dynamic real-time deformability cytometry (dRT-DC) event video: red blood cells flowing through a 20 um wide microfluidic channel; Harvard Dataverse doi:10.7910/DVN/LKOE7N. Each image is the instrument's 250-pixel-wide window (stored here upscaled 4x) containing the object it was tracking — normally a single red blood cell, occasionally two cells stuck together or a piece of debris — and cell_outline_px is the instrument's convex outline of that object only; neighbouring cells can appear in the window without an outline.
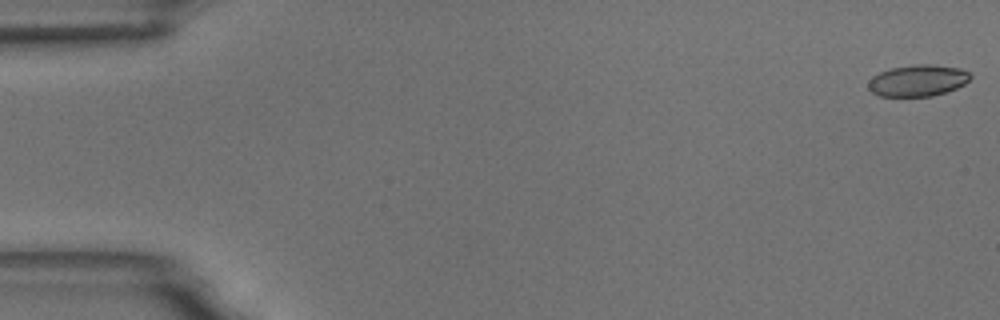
{"species": "common noctule bat (a hibernating species)", "species_latin": "Nyctalus noctula", "temperature_condition": "room temperature", "stored_images_in_passage": 7, "camera_frame_rate_fps": 3000, "um_per_image_px": 0.085, "animal": {"sex": "male", "body_mass_g": 18.8}, "frame": {"image": 1, "passage_image": 1, "time_ms": 0.0, "image_size_px": [1000, 320], "cell_outline_px": [[972, 76], [964, 84], [956, 88], [932, 96], [880, 96], [872, 92], [868, 88], [868, 80], [872, 76], [880, 72], [892, 68], [912, 64], [936, 64], [960, 68], [968, 72]], "centroid_in_image_um": [78.0, 6.83], "position_along_channel_um": 7.0, "area_um2": 18.79}}